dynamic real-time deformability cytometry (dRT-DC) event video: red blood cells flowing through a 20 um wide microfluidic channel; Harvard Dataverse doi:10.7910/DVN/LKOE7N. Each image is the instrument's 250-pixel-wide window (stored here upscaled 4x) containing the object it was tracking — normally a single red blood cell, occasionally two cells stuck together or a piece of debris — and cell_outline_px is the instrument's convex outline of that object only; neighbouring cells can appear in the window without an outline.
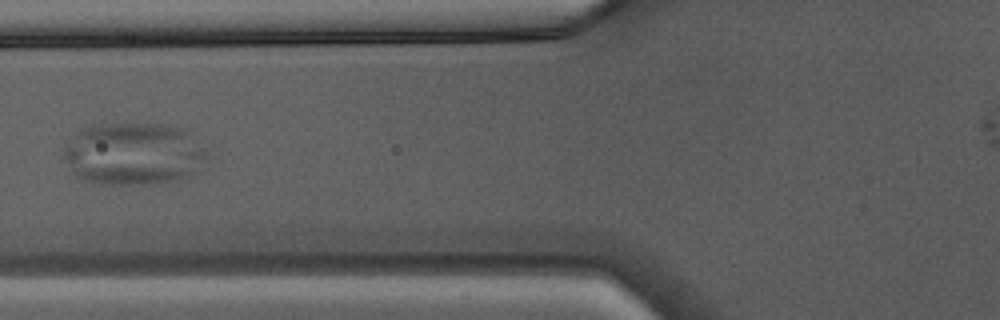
{"species": "Egyptian fruit bat (a non-hibernating species)", "species_latin": "Rousettus aegyptiacus", "temperature_condition": "warm", "stored_images_in_passage": 35, "segment_of_instrument_passage": [2, 2], "camera_frame_rate_fps": 3000, "um_per_image_px": 0.085, "animal": {"sex": "male"}, "frame": {"image": 1, "passage_image": 10, "time_ms": 3.0, "image_size_px": [1000, 320], "cell_outline_px": [[204, 156], [200, 172], [180, 180], [160, 184], [104, 184], [84, 180], [76, 176], [60, 160], [64, 148], [76, 132], [84, 128], [100, 124], [168, 124], [188, 128]], "centroid_in_image_um": [11.31, 13.09], "position_along_channel_um": 114.5, "area_um2": 52.71}}
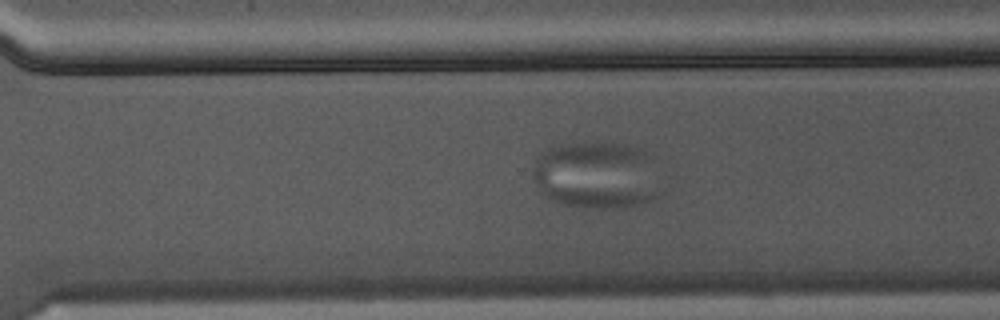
{"frame": {"image": 2, "passage_image": 24, "time_ms": 7.667, "image_size_px": [1000, 320], "cell_outline_px": [[652, 196], [644, 204], [604, 208], [600, 208], [560, 204], [552, 200], [540, 192], [532, 168], [536, 156], [548, 148], [556, 144], [632, 144], [640, 148], [648, 156]], "centroid_in_image_um": [50.5, 14.87], "position_along_channel_um": 320.1, "area_um2": 48.03}}
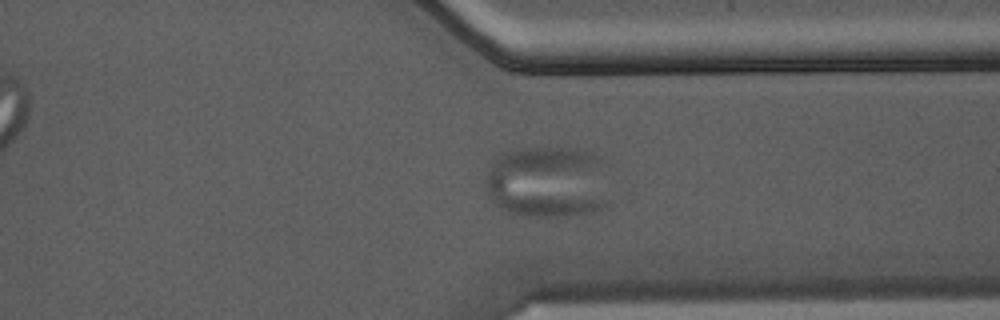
{"frame": {"image": 3, "passage_image": 27, "time_ms": 8.667, "image_size_px": [1000, 320], "cell_outline_px": [[604, 204], [600, 208], [572, 216], [520, 216], [508, 212], [500, 208], [496, 204], [488, 192], [488, 172], [496, 156], [508, 152], [524, 148], [568, 148], [596, 152], [600, 156], [604, 200]], "centroid_in_image_um": [46.49, 15.46], "position_along_channel_um": 364.9, "area_um2": 50.92}}